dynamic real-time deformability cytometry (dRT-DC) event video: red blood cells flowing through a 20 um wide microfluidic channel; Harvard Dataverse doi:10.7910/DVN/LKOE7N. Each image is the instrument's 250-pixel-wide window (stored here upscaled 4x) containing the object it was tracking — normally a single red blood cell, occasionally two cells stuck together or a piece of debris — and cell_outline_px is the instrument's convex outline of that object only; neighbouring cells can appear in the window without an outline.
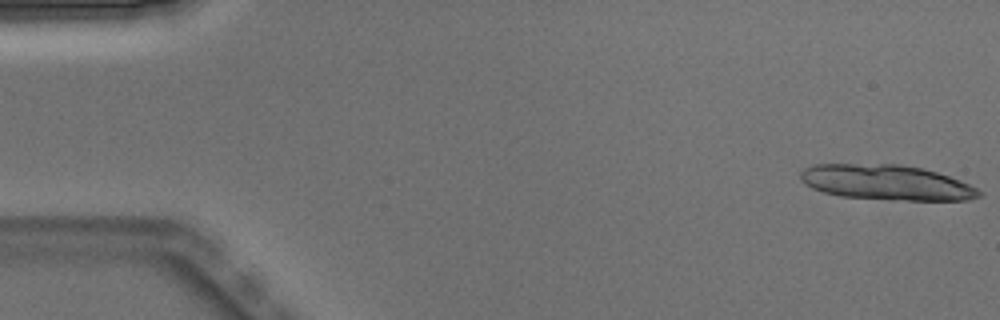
{"species": "Egyptian fruit bat (a non-hibernating species)", "species_latin": "Rousettus aegyptiacus", "temperature_condition": "warm", "stored_images_in_passage": 6, "camera_frame_rate_fps": 3000, "um_per_image_px": 0.085, "animal": {"sex": "male"}, "frame": {"image": 1, "passage_image": 1, "time_ms": 0.0, "image_size_px": [1000, 320], "cell_outline_px": [[984, 192], [980, 196], [968, 200], [908, 200], [840, 196], [824, 192], [812, 188], [800, 176], [800, 172], [804, 168], [816, 164], [900, 164], [924, 168], [960, 180]], "centroid_in_image_um": [75.38, 15.5], "position_along_channel_um": 9.6, "area_um2": 36.3}}
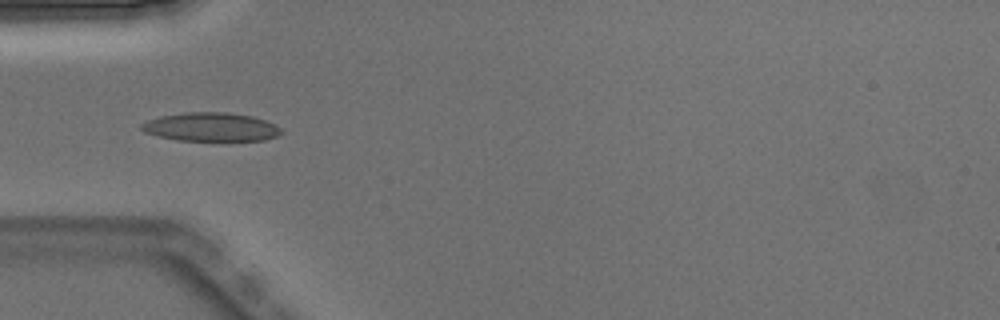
{"frame": {"image": 2, "passage_image": 5, "time_ms": 1.333, "image_size_px": [1000, 320], "cell_outline_px": [[284, 132], [276, 136], [264, 140], [176, 140], [144, 132], [140, 128], [140, 124], [148, 120], [160, 116], [184, 112], [228, 112], [252, 116], [276, 124]], "centroid_in_image_um": [17.93, 10.78], "position_along_channel_um": 67.1, "area_um2": 23.29}}